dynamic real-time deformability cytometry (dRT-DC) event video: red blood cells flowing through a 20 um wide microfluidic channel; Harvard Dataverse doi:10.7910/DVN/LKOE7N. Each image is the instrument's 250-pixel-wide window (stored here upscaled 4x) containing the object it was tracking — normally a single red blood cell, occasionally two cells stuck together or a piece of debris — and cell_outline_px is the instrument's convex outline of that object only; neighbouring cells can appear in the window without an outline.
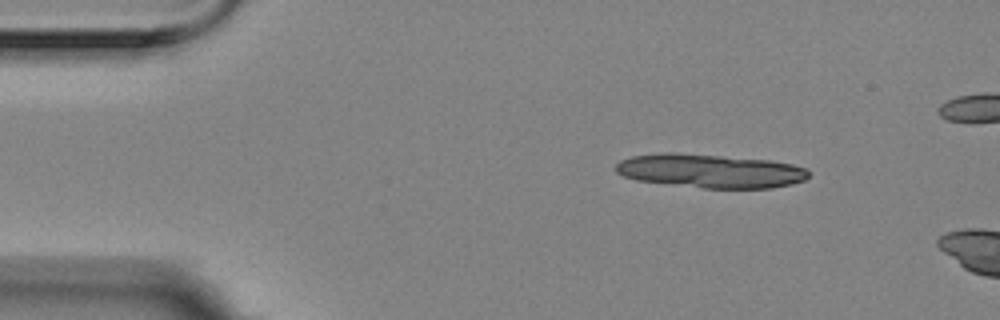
{"species": "Egyptian fruit bat (a non-hibernating species)", "species_latin": "Rousettus aegyptiacus", "temperature_condition": "room temperature", "stored_images_in_passage": 5, "camera_frame_rate_fps": 3000, "um_per_image_px": 0.085, "animal": {"sex": "female"}, "frame": {"image": 1, "passage_image": 1, "time_ms": 0.0, "image_size_px": [1000, 320], "cell_outline_px": [[808, 176], [804, 180], [792, 184], [772, 188], [704, 188], [636, 180], [624, 176], [616, 172], [616, 164], [620, 160], [632, 156], [660, 152], [672, 152], [768, 160], [792, 164], [808, 168]], "centroid_in_image_um": [60.36, 14.53], "position_along_channel_um": 24.6, "area_um2": 37.86}}